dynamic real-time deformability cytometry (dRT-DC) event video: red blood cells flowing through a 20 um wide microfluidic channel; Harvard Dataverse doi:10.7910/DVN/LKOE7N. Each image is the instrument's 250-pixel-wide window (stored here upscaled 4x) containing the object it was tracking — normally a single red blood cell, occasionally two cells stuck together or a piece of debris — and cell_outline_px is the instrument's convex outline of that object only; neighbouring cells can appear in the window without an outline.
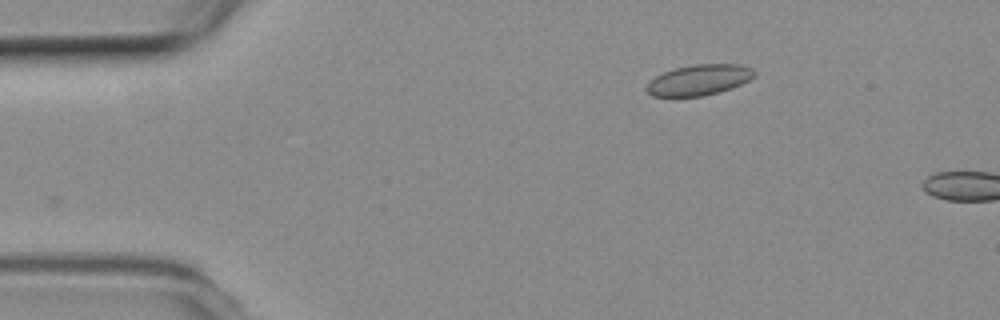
{"species": "common noctule bat (a hibernating species)", "species_latin": "Nyctalus noctula", "temperature_condition": "room temperature", "stored_images_in_passage": 4, "camera_frame_rate_fps": 3000, "um_per_image_px": 0.085, "animal": {"sex": "female", "body_mass_g": 19.3, "forearm_length_mm": 54.1}, "frame": {"image": 1, "passage_image": 2, "time_ms": 0.333, "image_size_px": [1000, 320], "cell_outline_px": [[756, 76], [732, 88], [720, 92], [704, 96], [652, 96], [644, 88], [656, 76], [664, 72], [676, 68], [692, 64], [740, 64], [752, 68], [756, 72]], "centroid_in_image_um": [59.45, 6.79], "position_along_channel_um": 25.5, "area_um2": 19.25}}